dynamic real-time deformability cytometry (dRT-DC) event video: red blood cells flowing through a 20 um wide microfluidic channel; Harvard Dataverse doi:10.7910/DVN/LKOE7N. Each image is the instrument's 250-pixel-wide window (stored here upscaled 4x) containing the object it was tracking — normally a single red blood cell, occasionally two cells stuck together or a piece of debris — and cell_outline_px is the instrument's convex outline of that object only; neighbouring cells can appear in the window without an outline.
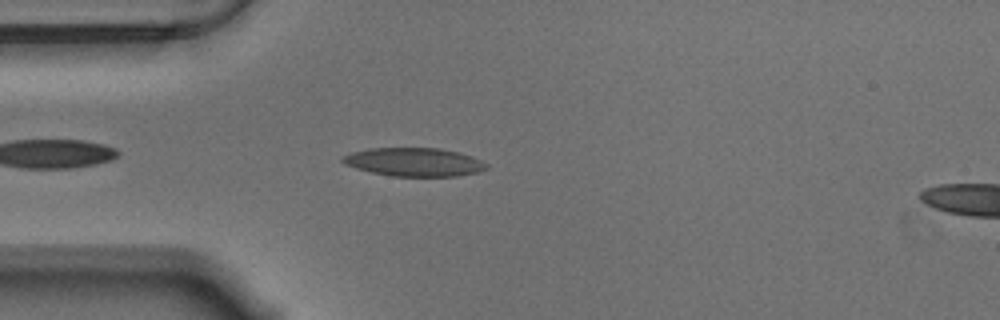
{"species": "Egyptian fruit bat (a non-hibernating species)", "species_latin": "Rousettus aegyptiacus", "temperature_condition": "warm", "stored_images_in_passage": 46, "camera_frame_rate_fps": 3000, "um_per_image_px": 0.085, "animal": {"sex": "male"}, "frame": {"image": 1, "passage_image": 4, "time_ms": 1.0, "image_size_px": [1000, 320], "cell_outline_px": [[488, 168], [480, 172], [456, 176], [392, 176], [372, 172], [356, 168], [344, 164], [340, 160], [340, 156], [352, 152], [368, 148], [440, 148], [460, 152], [472, 156], [488, 164]], "centroid_in_image_um": [35.2, 13.77], "position_along_channel_um": 49.8, "area_um2": 24.04}}
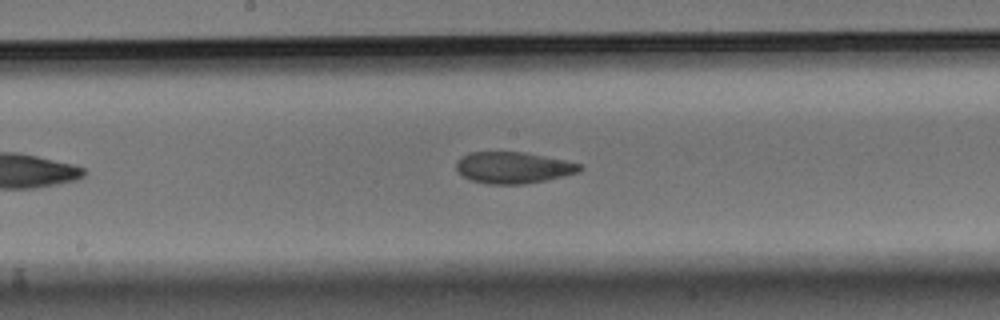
{"frame": {"image": 2, "passage_image": 18, "time_ms": 5.667, "image_size_px": [1000, 320], "cell_outline_px": [[584, 168], [580, 172], [544, 180], [524, 184], [488, 184], [472, 180], [464, 176], [456, 168], [456, 160], [460, 156], [468, 152], [524, 152], [564, 160], [580, 164]], "centroid_in_image_um": [43.61, 14.24], "position_along_channel_um": 204.6, "area_um2": 22.54}}
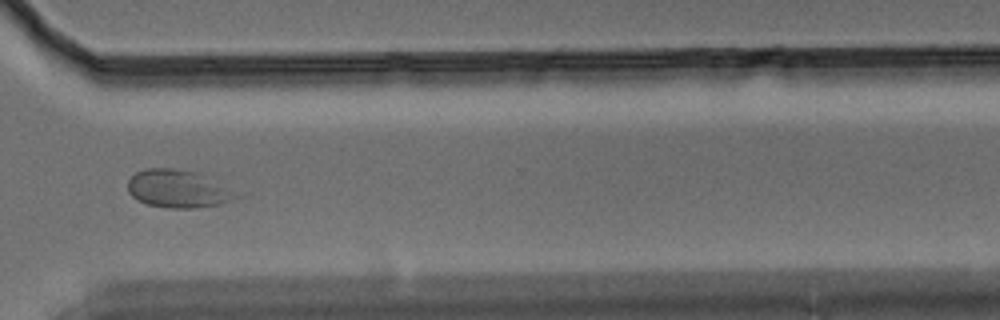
{"frame": {"image": 3, "passage_image": 31, "time_ms": 10.0, "image_size_px": [1000, 320], "cell_outline_px": [[244, 196], [220, 204], [192, 208], [168, 208], [148, 204], [136, 200], [128, 192], [128, 180], [136, 172], [144, 168], [172, 168], [196, 172]], "centroid_in_image_um": [15.1, 16.06], "position_along_channel_um": 355.5, "area_um2": 23.76}, "authors_computed_cell_mechanics": {"area_um2": 23.7558, "velocity_mm_per_s": 3.4814, "shape_relaxation_time_tau1_ms": null, "shape_relaxation_time_tau2_ms": 1.58, "deformation_change_tau1": null, "deformation_change_tau2": 0.0647}}